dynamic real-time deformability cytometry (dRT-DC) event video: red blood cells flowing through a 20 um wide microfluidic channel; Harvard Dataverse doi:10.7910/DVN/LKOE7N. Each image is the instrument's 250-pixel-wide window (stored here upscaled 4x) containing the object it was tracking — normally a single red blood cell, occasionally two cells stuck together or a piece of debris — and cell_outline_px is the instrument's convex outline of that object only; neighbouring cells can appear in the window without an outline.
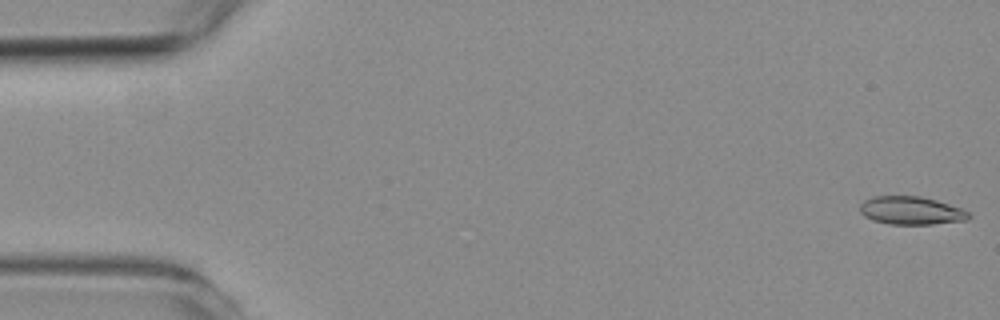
{"species": "common noctule bat (a hibernating species)", "species_latin": "Nyctalus noctula", "temperature_condition": "room temperature", "stored_images_in_passage": 7, "camera_frame_rate_fps": 3000, "um_per_image_px": 0.085, "animal": {"sex": "female", "body_mass_g": 19.3, "forearm_length_mm": 54.1}, "frame": {"image": 1, "passage_image": 1, "time_ms": 0.0, "image_size_px": [1000, 320], "cell_outline_px": [[972, 216], [968, 220], [932, 224], [888, 224], [872, 220], [864, 216], [860, 212], [860, 204], [864, 200], [872, 196], [920, 196], [936, 200], [960, 208], [968, 212]], "centroid_in_image_um": [77.43, 17.9], "position_along_channel_um": 7.6, "area_um2": 17.86}}
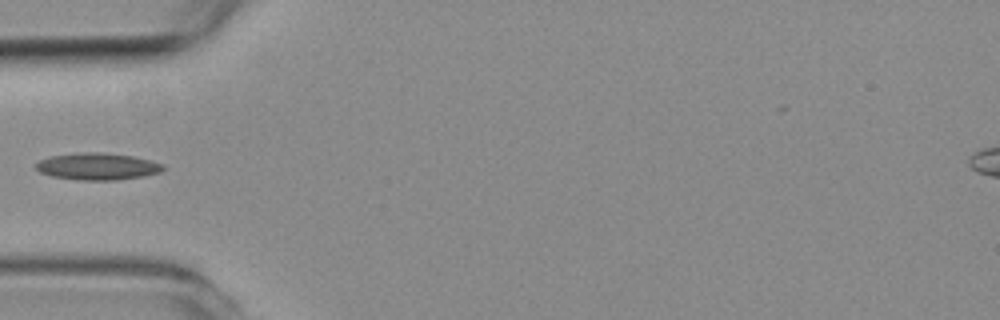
{"frame": {"image": 2, "passage_image": 6, "time_ms": 5.667, "image_size_px": [1000, 320], "cell_outline_px": [[164, 168], [160, 172], [144, 176], [116, 180], [80, 180], [52, 176], [40, 172], [36, 168], [36, 164], [40, 160], [52, 156], [84, 152], [96, 152], [132, 156], [164, 164]], "centroid_in_image_um": [8.3, 14.15], "position_along_channel_um": 76.7, "area_um2": 19.65}}
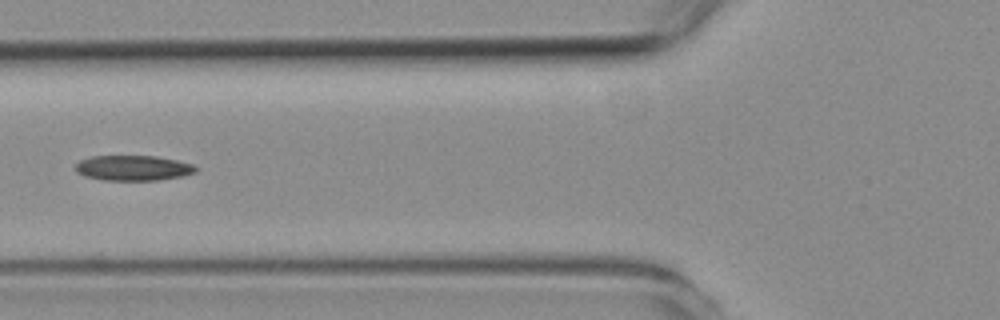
{"frame": {"image": 3, "passage_image": 7, "time_ms": 6.667, "image_size_px": [1000, 320], "cell_outline_px": [[196, 172], [184, 176], [160, 180], [104, 180], [84, 176], [76, 172], [76, 164], [80, 160], [92, 156], [156, 156], [176, 160], [192, 164], [196, 168]], "centroid_in_image_um": [11.32, 14.28], "position_along_channel_um": 114.5, "area_um2": 17.69}}